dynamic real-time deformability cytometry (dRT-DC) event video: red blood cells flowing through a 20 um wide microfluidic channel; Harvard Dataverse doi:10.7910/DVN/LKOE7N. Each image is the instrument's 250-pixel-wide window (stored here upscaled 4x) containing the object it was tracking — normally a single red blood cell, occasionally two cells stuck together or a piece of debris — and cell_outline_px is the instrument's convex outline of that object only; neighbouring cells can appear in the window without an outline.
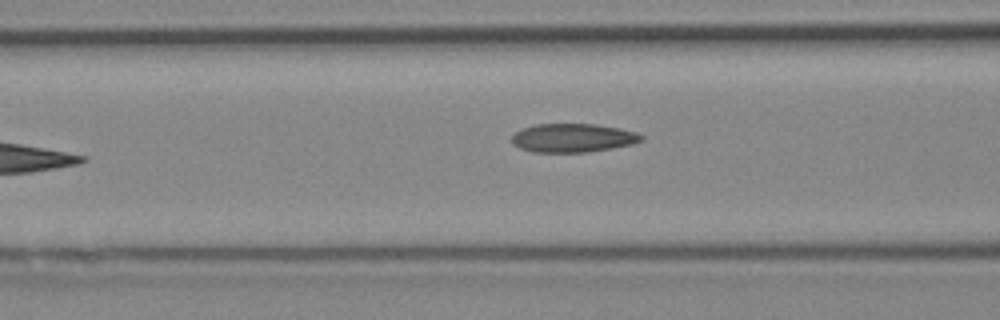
{"species": "Egyptian fruit bat (a non-hibernating species)", "species_latin": "Rousettus aegyptiacus", "temperature_condition": "cold", "stored_images_in_passage": 7, "camera_frame_rate_fps": 3000, "um_per_image_px": 0.085, "animal": {"sex": "female"}, "frame": {"image": 1, "passage_image": 6, "time_ms": 1.667, "image_size_px": [1000, 320], "cell_outline_px": [[644, 140], [632, 144], [612, 148], [588, 152], [532, 152], [520, 148], [512, 144], [512, 136], [516, 132], [524, 128], [536, 124], [596, 124], [620, 128], [636, 132], [644, 136]], "centroid_in_image_um": [48.72, 11.72], "position_along_channel_um": 117.9, "area_um2": 21.68}}
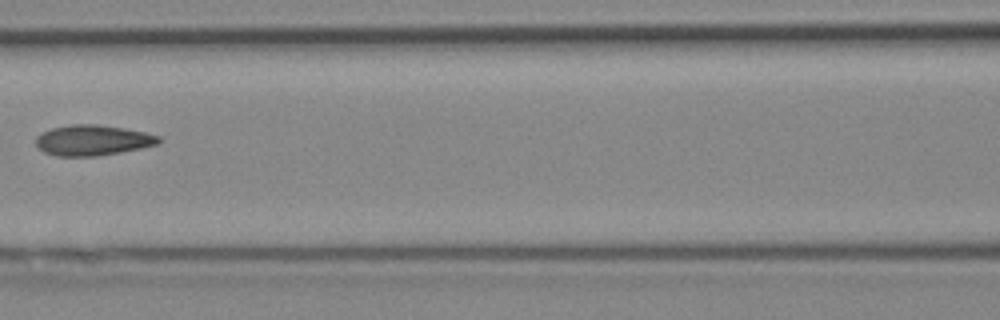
{"frame": {"image": 2, "passage_image": 7, "time_ms": 2.0, "image_size_px": [1000, 320], "cell_outline_px": [[160, 140], [156, 144], [140, 148], [120, 152], [96, 156], [56, 156], [44, 152], [36, 144], [36, 136], [52, 128], [72, 124], [96, 124], [124, 128], [144, 132], [160, 136]], "centroid_in_image_um": [7.86, 11.92], "position_along_channel_um": 158.7, "area_um2": 21.62}}